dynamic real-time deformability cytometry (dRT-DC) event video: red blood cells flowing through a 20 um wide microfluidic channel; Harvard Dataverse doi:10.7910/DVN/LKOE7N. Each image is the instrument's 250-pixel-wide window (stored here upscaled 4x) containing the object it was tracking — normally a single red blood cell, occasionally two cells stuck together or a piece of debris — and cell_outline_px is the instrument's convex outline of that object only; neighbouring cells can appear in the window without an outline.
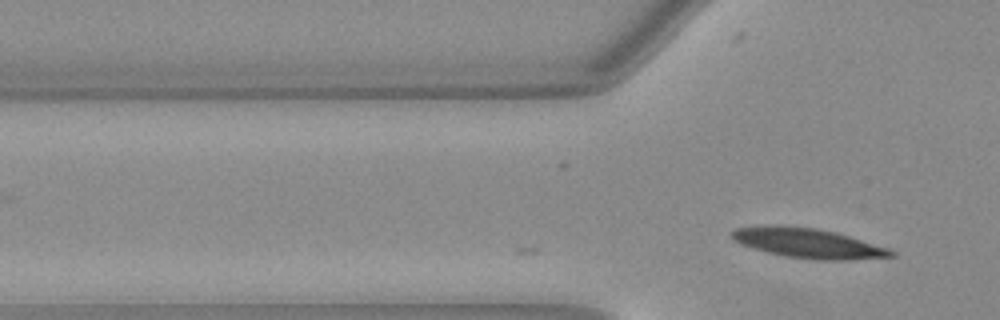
{"species": "Egyptian fruit bat (a non-hibernating species)", "species_latin": "Rousettus aegyptiacus", "temperature_condition": "warm", "stored_images_in_passage": 7, "camera_frame_rate_fps": 3000, "um_per_image_px": 0.085, "animal": {"sex": "female"}, "frame": {"image": 1, "passage_image": 7, "time_ms": 2.0, "image_size_px": [1000, 320], "cell_outline_px": [[896, 256], [852, 260], [812, 260], [784, 256], [768, 252], [740, 244], [732, 240], [728, 236], [736, 228], [780, 224], [812, 228], [832, 232], [848, 236], [896, 252]], "centroid_in_image_um": [68.6, 20.68], "position_along_channel_um": 57.2, "area_um2": 27.34}}